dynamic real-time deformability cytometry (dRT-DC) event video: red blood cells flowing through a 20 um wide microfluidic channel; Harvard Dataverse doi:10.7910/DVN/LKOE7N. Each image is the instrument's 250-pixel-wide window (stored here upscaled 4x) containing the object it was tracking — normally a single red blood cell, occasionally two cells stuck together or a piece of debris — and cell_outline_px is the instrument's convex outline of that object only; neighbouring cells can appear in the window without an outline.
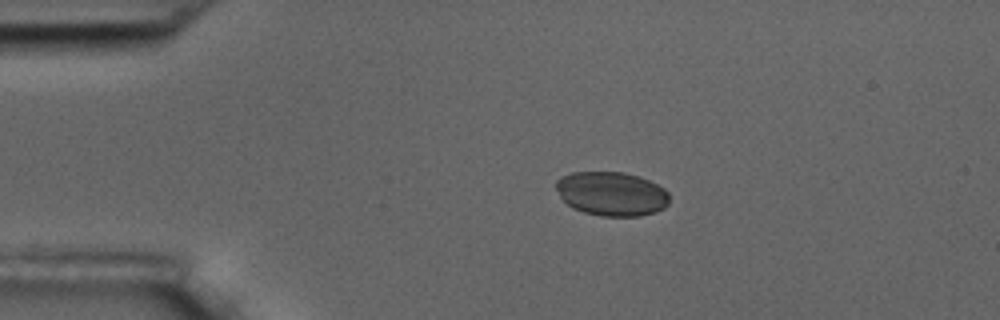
{"species": "common noctule bat (a hibernating species)", "species_latin": "Nyctalus noctula", "temperature_condition": "room temperature", "stored_images_in_passage": 14, "camera_frame_rate_fps": 3000, "um_per_image_px": 0.085, "animal": {"sex": "male", "body_mass_g": 17.5, "forearm_length_mm": 52.3}, "frame": {"image": 1, "passage_image": 3, "time_ms": 2.333, "image_size_px": [1000, 320], "cell_outline_px": [[668, 204], [664, 208], [656, 212], [640, 216], [604, 216], [584, 212], [572, 208], [560, 196], [556, 188], [556, 180], [560, 176], [572, 172], [624, 172], [648, 180], [664, 188], [668, 192]], "centroid_in_image_um": [51.98, 16.47], "position_along_channel_um": 33.0, "area_um2": 29.07}}
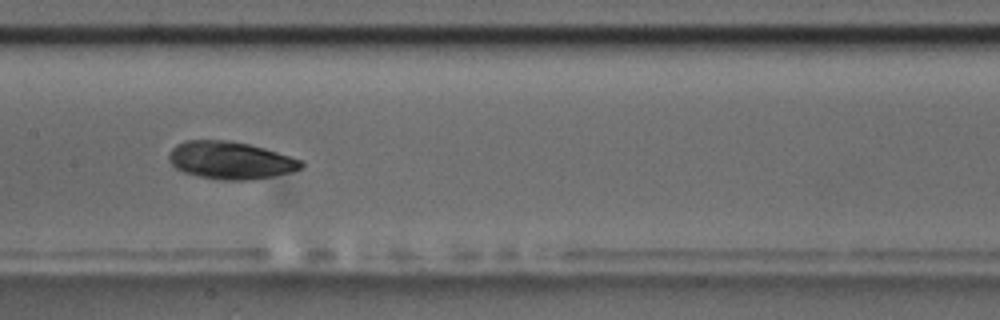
{"frame": {"image": 2, "passage_image": 7, "time_ms": 8.0, "image_size_px": [1000, 320], "cell_outline_px": [[304, 164], [300, 168], [288, 172], [252, 180], [224, 180], [200, 176], [184, 172], [176, 168], [168, 160], [168, 156], [172, 148], [176, 144], [184, 140], [228, 140], [248, 144], [264, 148], [304, 160]], "centroid_in_image_um": [19.57, 13.61], "position_along_channel_um": 187.8, "area_um2": 28.78}}
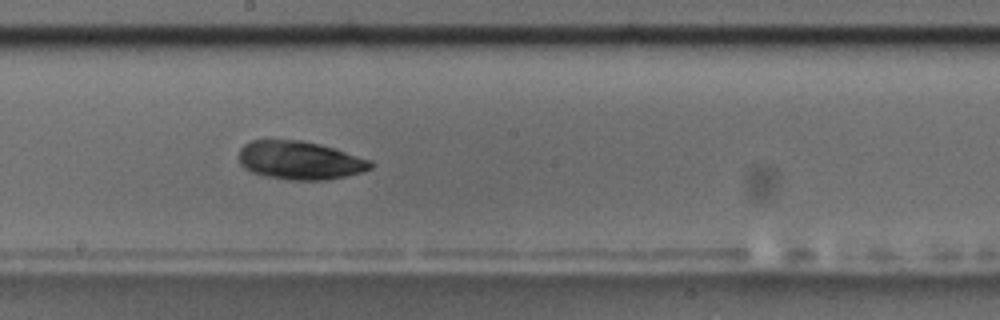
{"frame": {"image": 3, "passage_image": 8, "time_ms": 9.0, "image_size_px": [1000, 320], "cell_outline_px": [[372, 168], [360, 172], [328, 180], [288, 180], [264, 176], [252, 172], [244, 168], [240, 164], [240, 148], [244, 144], [252, 140], [300, 140], [332, 148], [372, 160]], "centroid_in_image_um": [25.46, 13.64], "position_along_channel_um": 222.7, "area_um2": 29.25}, "authors_computed_cell_mechanics": {"area_um2": 29.2468, "velocity_mm_per_s": 3.5137, "shape_relaxation_time_tau1_ms": null, "shape_relaxation_time_tau2_ms": 3.6899, "deformation_change_tau1": null, "deformation_change_tau2": 0.0847}}